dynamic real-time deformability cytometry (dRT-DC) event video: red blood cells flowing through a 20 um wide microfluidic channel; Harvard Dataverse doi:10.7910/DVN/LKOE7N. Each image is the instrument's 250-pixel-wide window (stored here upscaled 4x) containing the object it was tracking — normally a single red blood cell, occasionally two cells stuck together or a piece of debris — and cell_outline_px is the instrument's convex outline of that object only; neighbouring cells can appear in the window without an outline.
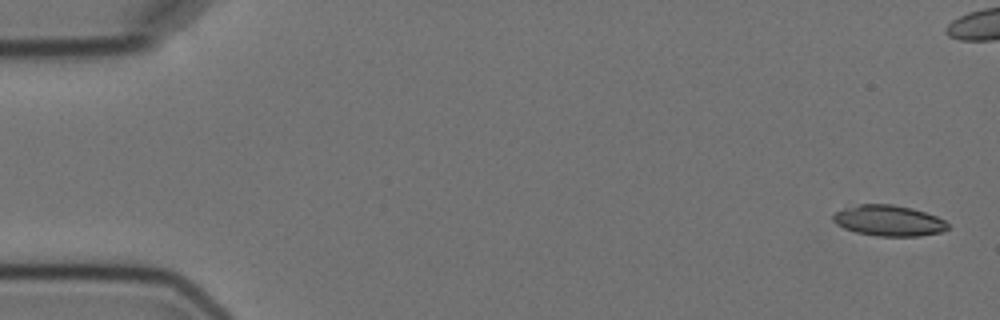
{"species": "Egyptian fruit bat (a non-hibernating species)", "species_latin": "Rousettus aegyptiacus", "temperature_condition": "cold", "stored_images_in_passage": 14, "camera_frame_rate_fps": 3000, "um_per_image_px": 0.085, "animal": {"sex": "female"}, "frame": {"image": 1, "passage_image": 1, "time_ms": 0.0, "image_size_px": [1000, 320], "cell_outline_px": [[948, 228], [940, 232], [920, 236], [876, 236], [856, 232], [844, 228], [836, 224], [832, 220], [832, 216], [836, 212], [844, 208], [860, 204], [892, 204], [912, 208], [936, 216], [944, 220], [948, 224]], "centroid_in_image_um": [75.52, 18.75], "position_along_channel_um": 9.5, "area_um2": 20.52}}
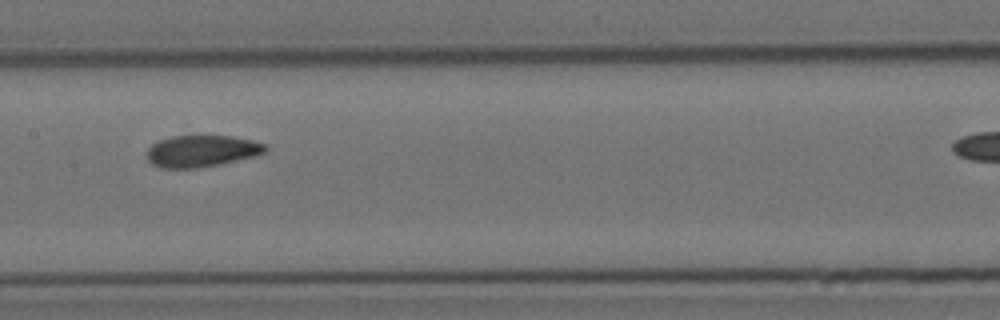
{"frame": {"image": 2, "passage_image": 9, "time_ms": 10.667, "image_size_px": [1000, 320], "cell_outline_px": [[268, 148], [264, 152], [252, 156], [220, 164], [196, 168], [160, 168], [152, 164], [148, 160], [148, 148], [152, 144], [160, 140], [172, 136], [232, 136], [252, 140], [264, 144]], "centroid_in_image_um": [17.11, 12.84], "position_along_channel_um": 190.3, "area_um2": 21.62}}
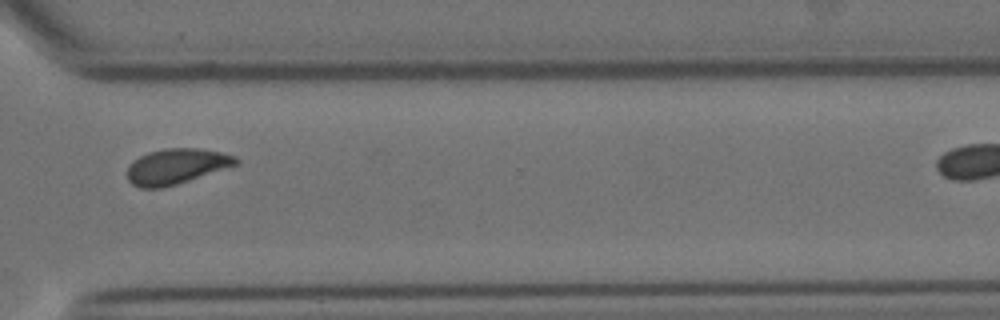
{"frame": {"image": 3, "passage_image": 13, "time_ms": 15.333, "image_size_px": [1000, 320], "cell_outline_px": [[240, 164], [176, 184], [160, 188], [140, 188], [132, 184], [128, 180], [128, 168], [140, 156], [148, 152], [164, 148], [196, 148], [220, 152], [236, 156], [240, 160]], "centroid_in_image_um": [15.03, 14.14], "position_along_channel_um": 355.6, "area_um2": 22.25}}